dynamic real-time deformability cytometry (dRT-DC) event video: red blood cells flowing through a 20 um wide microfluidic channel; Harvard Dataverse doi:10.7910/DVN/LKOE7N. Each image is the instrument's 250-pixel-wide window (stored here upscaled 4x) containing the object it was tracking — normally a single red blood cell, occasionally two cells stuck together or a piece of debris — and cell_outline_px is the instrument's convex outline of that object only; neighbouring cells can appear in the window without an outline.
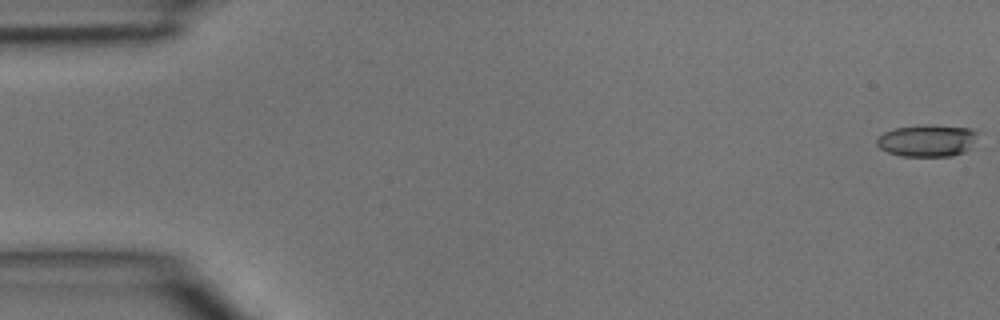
{"species": "common noctule bat (a hibernating species)", "species_latin": "Nyctalus noctula", "temperature_condition": "room temperature", "stored_images_in_passage": 45, "camera_frame_rate_fps": 3000, "um_per_image_px": 0.085, "animal": {"sex": "male", "body_mass_g": 15.6}, "frame": {"image": 1, "passage_image": 1, "time_ms": 0.0, "image_size_px": [1000, 320], "cell_outline_px": [[980, 132], [968, 148], [964, 152], [952, 156], [900, 156], [888, 152], [880, 148], [876, 144], [876, 140], [884, 132], [892, 128], [920, 124], [932, 124], [968, 128]], "centroid_in_image_um": [78.78, 11.93], "position_along_channel_um": 6.2, "area_um2": 19.02}}
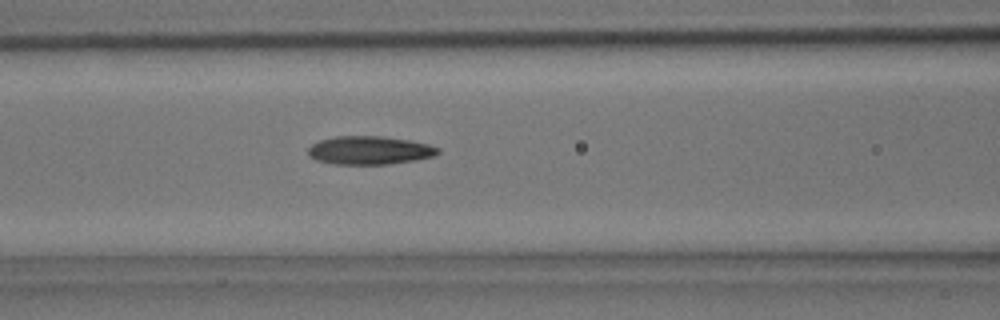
{"frame": {"image": 2, "passage_image": 19, "time_ms": 6.0, "image_size_px": [1000, 320], "cell_outline_px": [[440, 152], [432, 156], [416, 160], [388, 164], [336, 164], [316, 160], [308, 156], [308, 148], [312, 144], [320, 140], [336, 136], [380, 136], [408, 140], [428, 144], [440, 148]], "centroid_in_image_um": [31.39, 12.78], "position_along_channel_um": 135.2, "area_um2": 21.39}}
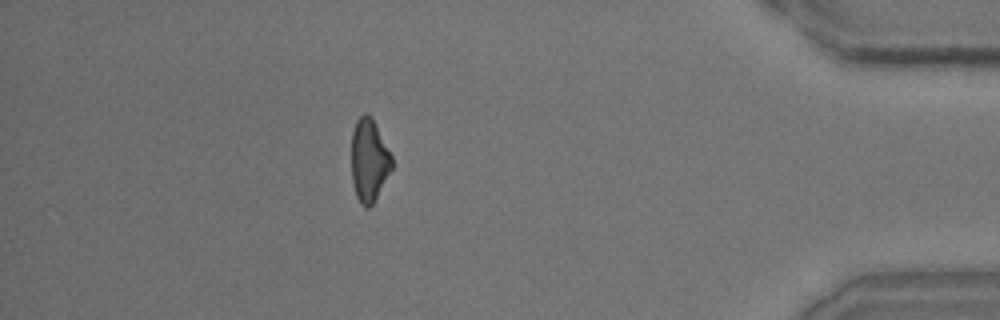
{"frame": {"image": 3, "passage_image": 40, "time_ms": 13.0, "image_size_px": [1000, 320], "cell_outline_px": [[392, 168], [372, 204], [368, 208], [364, 208], [360, 204], [356, 196], [352, 180], [352, 132], [356, 120], [364, 112], [368, 112], [372, 116], [392, 156]], "centroid_in_image_um": [31.36, 13.59], "position_along_channel_um": 403.8, "area_um2": 19.48}}